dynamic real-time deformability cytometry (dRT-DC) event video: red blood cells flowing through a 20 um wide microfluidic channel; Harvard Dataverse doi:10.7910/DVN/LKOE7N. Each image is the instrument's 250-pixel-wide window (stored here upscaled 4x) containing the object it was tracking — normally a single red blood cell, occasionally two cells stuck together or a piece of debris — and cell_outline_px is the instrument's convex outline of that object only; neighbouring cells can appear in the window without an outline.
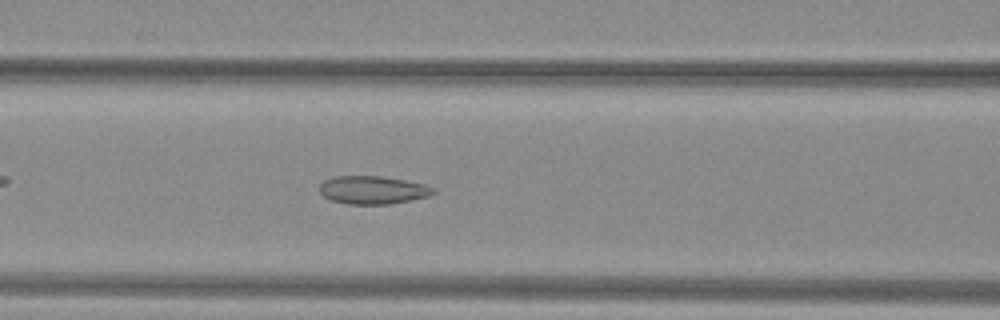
{"species": "common noctule bat (a hibernating species)", "species_latin": "Nyctalus noctula", "temperature_condition": "warm", "stored_images_in_passage": 52, "camera_frame_rate_fps": 3000, "um_per_image_px": 0.085, "animal": {"sex": "female", "body_mass_g": 29.2, "forearm_length_mm": 56.3}, "frame": {"image": 1, "passage_image": 23, "time_ms": 7.333, "image_size_px": [1000, 320], "cell_outline_px": [[436, 192], [428, 196], [388, 204], [348, 204], [332, 200], [324, 196], [320, 192], [320, 184], [324, 180], [332, 176], [380, 176], [404, 180], [424, 184], [436, 188]], "centroid_in_image_um": [31.68, 16.14], "position_along_channel_um": 134.9, "area_um2": 18.5}}
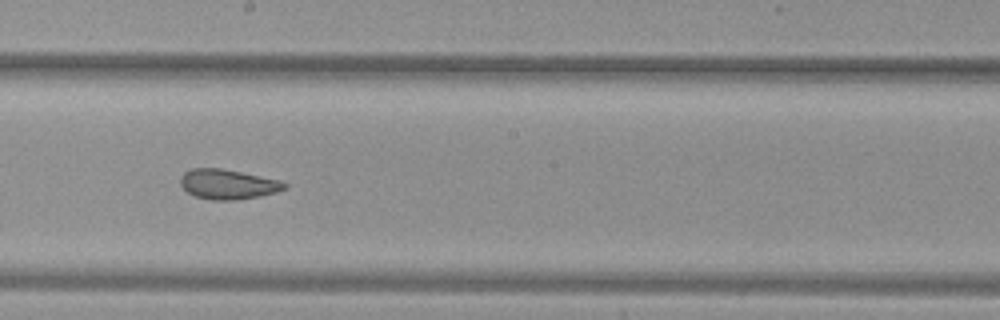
{"frame": {"image": 2, "passage_image": 30, "time_ms": 9.667, "image_size_px": [1000, 320], "cell_outline_px": [[288, 188], [276, 192], [260, 196], [236, 200], [212, 200], [196, 196], [188, 192], [180, 184], [180, 176], [184, 172], [192, 168], [220, 168], [280, 180], [288, 184]], "centroid_in_image_um": [19.38, 15.66], "position_along_channel_um": 228.8, "area_um2": 18.09}}
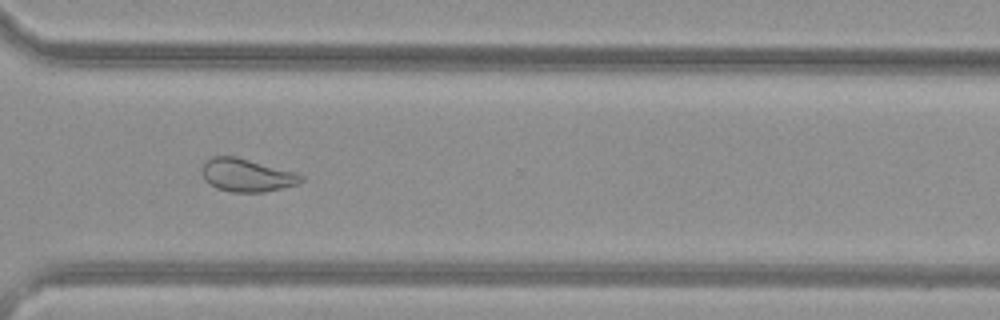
{"frame": {"image": 3, "passage_image": 39, "time_ms": 12.667, "image_size_px": [1000, 320], "cell_outline_px": [[304, 180], [296, 184], [264, 192], [232, 192], [216, 188], [204, 180], [200, 168], [204, 160], [212, 156], [236, 156], [296, 172], [304, 176]], "centroid_in_image_um": [20.92, 14.87], "position_along_channel_um": 349.7, "area_um2": 19.25}, "authors_computed_cell_mechanics": {"area_um2": 22.4842, "velocity_mm_per_s": 4.0307, "shape_relaxation_time_tau1_ms": null, "shape_relaxation_time_tau2_ms": 2.6503, "deformation_change_tau1": null, "deformation_change_tau2": 0.0841}}